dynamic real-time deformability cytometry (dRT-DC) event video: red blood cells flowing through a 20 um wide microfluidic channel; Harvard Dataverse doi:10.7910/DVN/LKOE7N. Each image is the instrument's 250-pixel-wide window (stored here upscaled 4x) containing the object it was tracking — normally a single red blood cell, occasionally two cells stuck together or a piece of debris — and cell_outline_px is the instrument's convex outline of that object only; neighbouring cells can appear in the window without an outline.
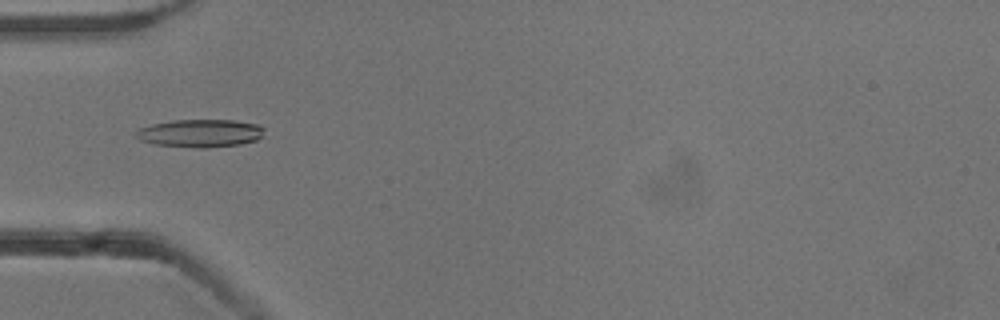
{"species": "common noctule bat (a hibernating species)", "species_latin": "Nyctalus noctula", "temperature_condition": "cold", "stored_images_in_passage": 33, "camera_frame_rate_fps": 3000, "um_per_image_px": 0.085, "animal": {"sex": "male", "body_mass_g": 13.3}, "frame": {"image": 1, "passage_image": 8, "time_ms": 2.333, "image_size_px": [1000, 320], "cell_outline_px": [[264, 128], [260, 136], [256, 140], [240, 144], [204, 148], [196, 148], [156, 144], [140, 140], [136, 136], [136, 132], [140, 128], [152, 124], [172, 120], [236, 120], [256, 124]], "centroid_in_image_um": [17.01, 11.32], "position_along_channel_um": 68.0, "area_um2": 20.63}}
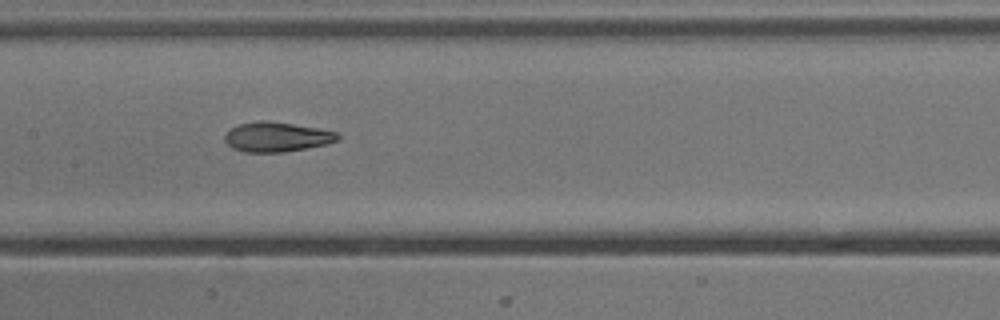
{"frame": {"image": 2, "passage_image": 17, "time_ms": 5.333, "image_size_px": [1000, 320], "cell_outline_px": [[340, 140], [324, 144], [284, 152], [244, 152], [232, 148], [224, 140], [224, 136], [228, 128], [236, 124], [260, 120], [268, 120], [320, 128], [336, 132], [340, 136]], "centroid_in_image_um": [23.47, 11.62], "position_along_channel_um": 183.9, "area_um2": 19.77}}
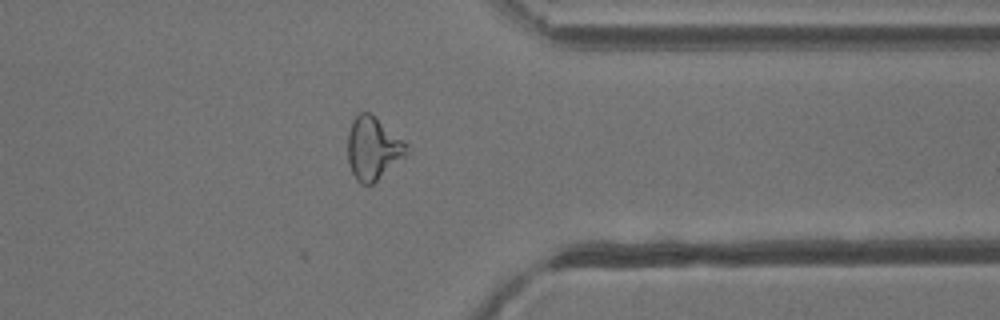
{"frame": {"image": 3, "passage_image": 33, "time_ms": 10.667, "image_size_px": [1000, 320], "cell_outline_px": [[412, 152], [372, 184], [360, 184], [356, 180], [348, 164], [348, 132], [352, 120], [360, 112], [368, 112], [404, 140], [408, 144]], "centroid_in_image_um": [31.74, 12.63], "position_along_channel_um": 379.7, "area_um2": 21.73}, "authors_computed_cell_mechanics": {"area_um2": 19.5364, "velocity_mm_per_s": 3.8209, "shape_relaxation_time_tau1_ms": 10.7464, "shape_relaxation_time_tau2_ms": 2.4033, "deformation_change_tau1": 0.2581, "deformation_change_tau2": 0.1034}}